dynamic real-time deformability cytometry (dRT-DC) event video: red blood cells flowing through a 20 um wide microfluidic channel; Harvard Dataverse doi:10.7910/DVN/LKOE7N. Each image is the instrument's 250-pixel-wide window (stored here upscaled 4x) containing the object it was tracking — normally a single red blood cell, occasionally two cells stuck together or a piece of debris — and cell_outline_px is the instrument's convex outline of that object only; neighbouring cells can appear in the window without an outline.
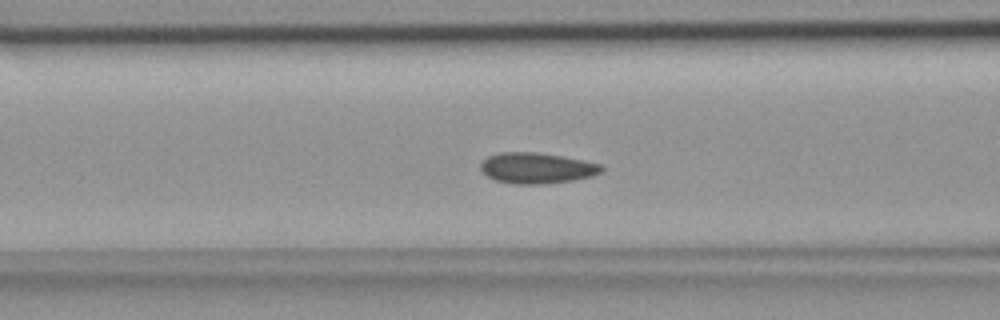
{"species": "common noctule bat (a hibernating species)", "species_latin": "Nyctalus noctula", "temperature_condition": "room temperature", "stored_images_in_passage": 41, "camera_frame_rate_fps": 3000, "um_per_image_px": 0.085, "animal": {"sex": "female", "body_mass_g": 18.4}, "frame": {"image": 1, "passage_image": 11, "time_ms": 3.333, "image_size_px": [1000, 320], "cell_outline_px": [[604, 168], [600, 172], [592, 176], [572, 180], [544, 184], [512, 184], [496, 180], [488, 176], [480, 168], [480, 164], [488, 156], [500, 152], [536, 152], [584, 160], [600, 164]], "centroid_in_image_um": [45.62, 14.28], "position_along_channel_um": 121.0, "area_um2": 21.56}}
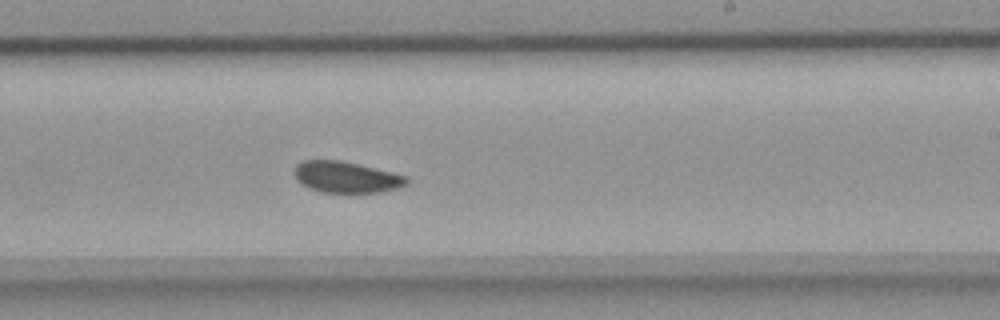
{"frame": {"image": 2, "passage_image": 21, "time_ms": 6.667, "image_size_px": [1000, 320], "cell_outline_px": [[408, 184], [396, 188], [380, 192], [320, 192], [308, 188], [300, 184], [296, 180], [292, 172], [296, 164], [300, 160], [340, 160], [392, 172], [408, 176]], "centroid_in_image_um": [29.36, 15.05], "position_along_channel_um": 259.6, "area_um2": 20.63}}
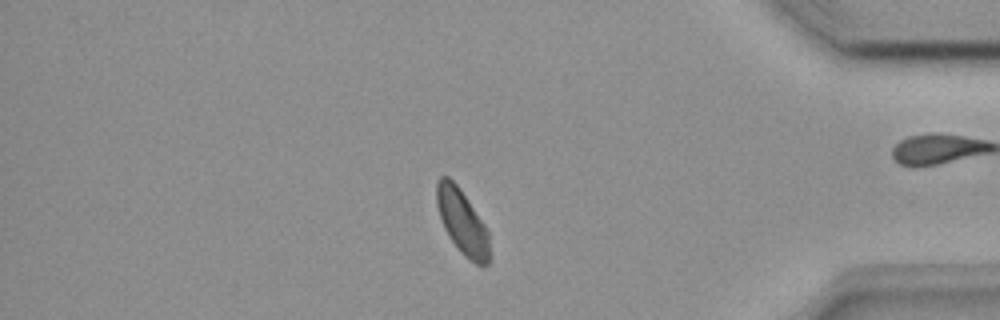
{"frame": {"image": 3, "passage_image": 33, "time_ms": 10.667, "image_size_px": [1000, 320], "cell_outline_px": [[488, 264], [476, 264], [464, 256], [456, 248], [448, 236], [444, 228], [436, 204], [436, 184], [440, 176], [448, 176], [460, 188], [484, 224], [488, 232]], "centroid_in_image_um": [39.25, 18.84], "position_along_channel_um": 396.0, "area_um2": 19.71}}